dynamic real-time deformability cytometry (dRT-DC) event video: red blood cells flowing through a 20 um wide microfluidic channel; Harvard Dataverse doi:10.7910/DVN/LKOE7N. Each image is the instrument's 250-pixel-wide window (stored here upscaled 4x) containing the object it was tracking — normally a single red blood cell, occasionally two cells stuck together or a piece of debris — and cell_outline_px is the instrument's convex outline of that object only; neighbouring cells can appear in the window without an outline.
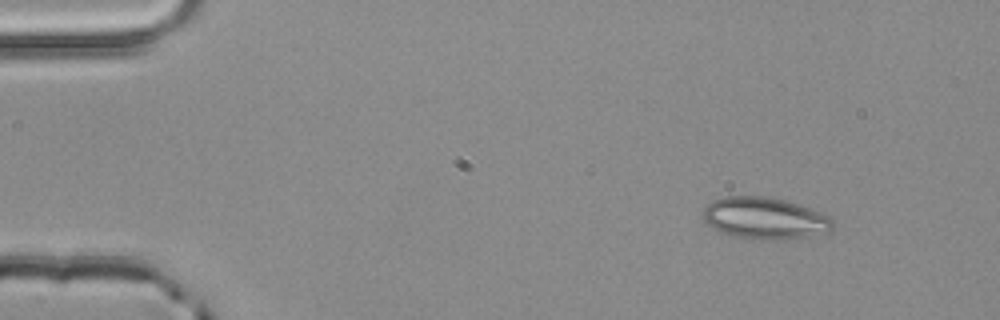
{"species": "common noctule bat (a hibernating species)", "species_latin": "Nyctalus noctula", "temperature_condition": "room temperature", "stored_images_in_passage": 4, "segment_of_instrument_passage": [2, 2], "camera_frame_rate_fps": 3000, "um_per_image_px": 0.085, "animal": {"sex": "male", "body_mass_g": 20.4}, "frame": {"image": 1, "passage_image": 4, "time_ms": 1.0, "image_size_px": [1000, 320], "cell_outline_px": [[832, 228], [828, 232], [812, 236], [788, 240], [760, 240], [732, 236], [720, 232], [708, 224], [704, 220], [704, 208], [712, 200], [724, 196], [764, 196], [784, 200], [800, 204], [820, 212], [828, 216], [832, 220]], "centroid_in_image_um": [65.01, 18.56], "position_along_channel_um": 20.0, "area_um2": 31.85}}